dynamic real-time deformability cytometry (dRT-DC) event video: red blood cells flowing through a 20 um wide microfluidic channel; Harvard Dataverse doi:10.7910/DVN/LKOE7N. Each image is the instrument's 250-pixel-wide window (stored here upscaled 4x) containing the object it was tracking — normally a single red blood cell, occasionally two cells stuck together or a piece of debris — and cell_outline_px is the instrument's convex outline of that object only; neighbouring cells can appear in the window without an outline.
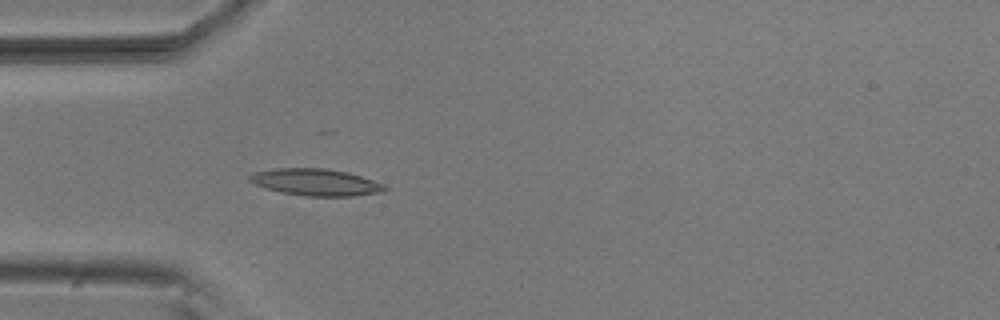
{"species": "common noctule bat (a hibernating species)", "species_latin": "Nyctalus noctula", "temperature_condition": "room temperature", "stored_images_in_passage": 17, "camera_frame_rate_fps": 3000, "um_per_image_px": 0.085, "animal": {"sex": "male", "body_mass_g": 20.5, "forearm_length_mm": 52.5}, "frame": {"image": 1, "passage_image": 7, "time_ms": 2.0, "image_size_px": [1000, 320], "cell_outline_px": [[388, 188], [384, 192], [352, 196], [304, 196], [280, 192], [264, 188], [248, 180], [248, 176], [252, 172], [276, 168], [324, 168], [348, 172], [384, 184]], "centroid_in_image_um": [26.82, 15.49], "position_along_channel_um": 58.2, "area_um2": 21.27}}
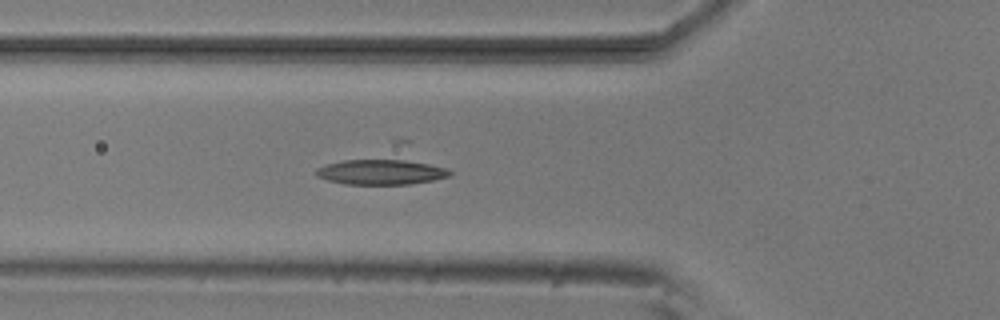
{"frame": {"image": 2, "passage_image": 10, "time_ms": 3.0, "image_size_px": [1000, 320], "cell_outline_px": [[452, 176], [432, 180], [408, 184], [344, 184], [328, 180], [316, 176], [316, 168], [328, 164], [344, 160], [392, 156], [396, 156], [448, 168], [452, 172]], "centroid_in_image_um": [32.44, 14.56], "position_along_channel_um": 93.4, "area_um2": 20.63}}
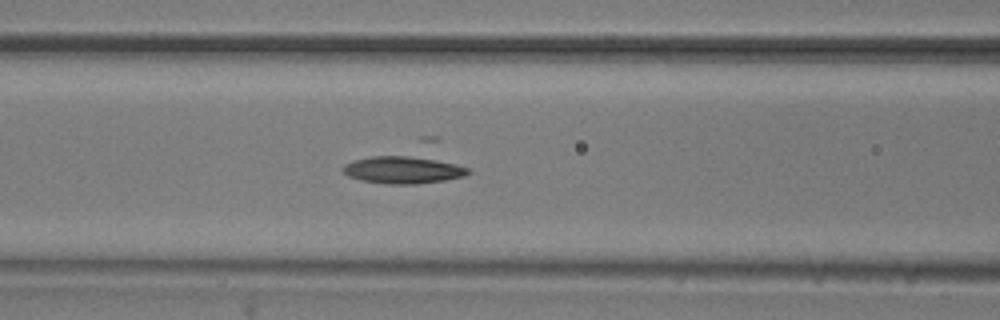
{"frame": {"image": 3, "passage_image": 13, "time_ms": 4.0, "image_size_px": [1000, 320], "cell_outline_px": [[472, 172], [464, 176], [444, 180], [416, 184], [388, 184], [360, 180], [348, 176], [340, 168], [344, 164], [352, 160], [420, 136], [436, 136]], "centroid_in_image_um": [34.71, 13.9], "position_along_channel_um": 131.9, "area_um2": 29.36}}